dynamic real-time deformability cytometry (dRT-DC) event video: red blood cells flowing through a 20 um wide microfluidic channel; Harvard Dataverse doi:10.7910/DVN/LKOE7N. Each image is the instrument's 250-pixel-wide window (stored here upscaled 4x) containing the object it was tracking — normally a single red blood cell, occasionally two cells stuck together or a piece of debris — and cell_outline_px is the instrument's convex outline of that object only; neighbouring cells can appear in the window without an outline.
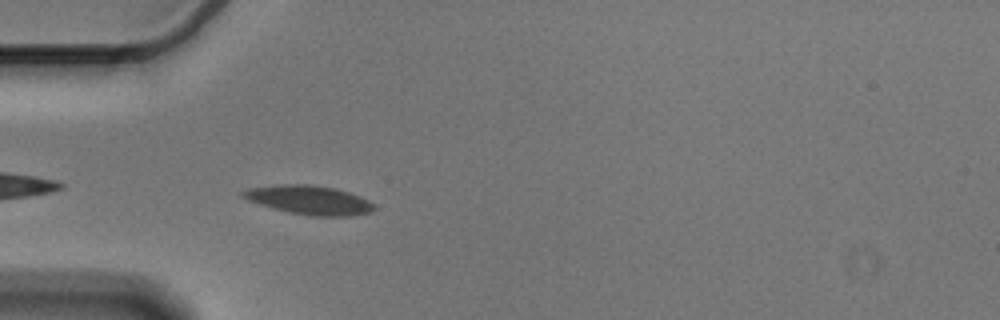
{"species": "Egyptian fruit bat (a non-hibernating species)", "species_latin": "Rousettus aegyptiacus", "temperature_condition": "cold", "stored_images_in_passage": 41, "camera_frame_rate_fps": 3000, "um_per_image_px": 0.085, "animal": {"sex": "male"}, "frame": {"image": 1, "passage_image": 2, "time_ms": 0.333, "image_size_px": [1000, 320], "cell_outline_px": [[376, 208], [372, 212], [352, 216], [312, 216], [288, 212], [272, 208], [248, 200], [240, 196], [240, 192], [248, 188], [280, 184], [308, 184], [336, 188], [360, 196], [368, 200]], "centroid_in_image_um": [26.28, 17.0], "position_along_channel_um": 58.7, "area_um2": 22.25}}
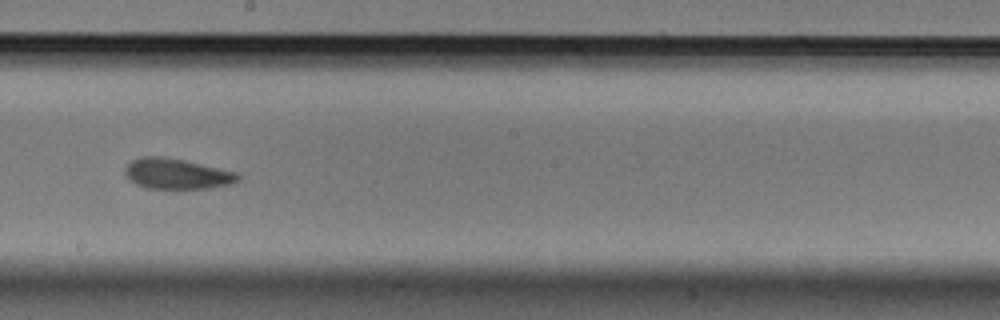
{"frame": {"image": 2, "passage_image": 17, "time_ms": 5.333, "image_size_px": [1000, 320], "cell_outline_px": [[240, 180], [232, 184], [208, 188], [144, 188], [128, 180], [124, 172], [124, 168], [132, 160], [140, 156], [164, 156], [184, 160], [236, 172], [240, 176]], "centroid_in_image_um": [14.99, 14.77], "position_along_channel_um": 233.2, "area_um2": 20.17}}
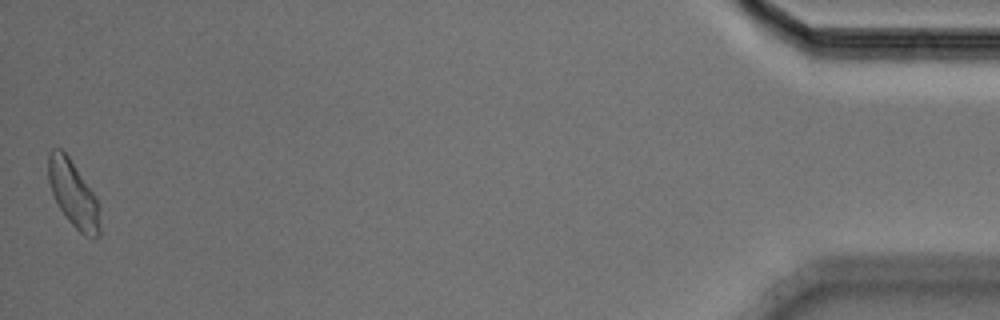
{"frame": {"image": 3, "passage_image": 41, "time_ms": 13.333, "image_size_px": [1000, 320], "cell_outline_px": [[100, 236], [84, 236], [68, 220], [60, 208], [52, 192], [48, 180], [48, 152], [52, 148], [60, 148], [68, 156], [92, 192], [96, 200], [100, 228]], "centroid_in_image_um": [6.19, 16.46], "position_along_channel_um": 429.0, "area_um2": 19.25}, "authors_computed_cell_mechanics": {"area_um2": 20.0566, "velocity_mm_per_s": 3.5712, "shape_relaxation_time_tau1_ms": 4.7308, "shape_relaxation_time_tau2_ms": 3.6246, "deformation_change_tau1": 0.1297, "deformation_change_tau2": 0.1093}}